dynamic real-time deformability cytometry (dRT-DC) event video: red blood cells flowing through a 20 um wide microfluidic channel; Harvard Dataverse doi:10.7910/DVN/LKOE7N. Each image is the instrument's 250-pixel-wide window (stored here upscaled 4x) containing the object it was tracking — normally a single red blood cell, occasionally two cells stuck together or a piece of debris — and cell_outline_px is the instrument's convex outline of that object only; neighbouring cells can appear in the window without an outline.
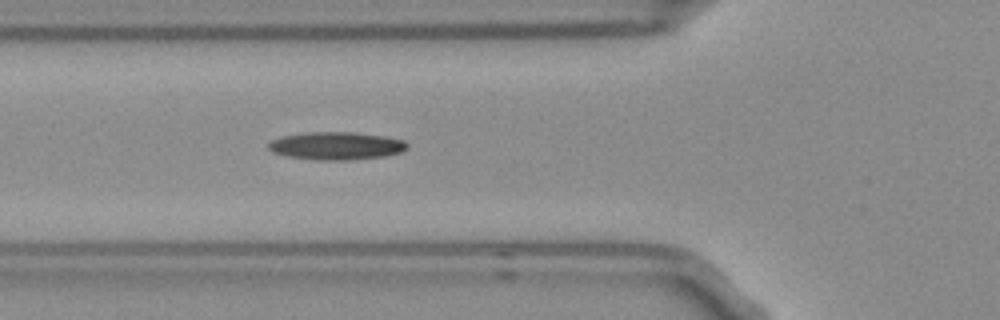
{"species": "Egyptian fruit bat (a non-hibernating species)", "species_latin": "Rousettus aegyptiacus", "temperature_condition": "room temperature", "stored_images_in_passage": 5, "camera_frame_rate_fps": 3000, "um_per_image_px": 0.085, "frame": {"image": 1, "passage_image": 5, "time_ms": 1.333, "image_size_px": [1000, 320], "cell_outline_px": [[408, 148], [400, 152], [384, 156], [348, 160], [320, 160], [288, 156], [272, 152], [268, 148], [268, 144], [272, 140], [284, 136], [304, 132], [352, 132], [384, 136], [404, 140], [408, 144]], "centroid_in_image_um": [28.59, 12.39], "position_along_channel_um": 97.2, "area_um2": 22.37}}